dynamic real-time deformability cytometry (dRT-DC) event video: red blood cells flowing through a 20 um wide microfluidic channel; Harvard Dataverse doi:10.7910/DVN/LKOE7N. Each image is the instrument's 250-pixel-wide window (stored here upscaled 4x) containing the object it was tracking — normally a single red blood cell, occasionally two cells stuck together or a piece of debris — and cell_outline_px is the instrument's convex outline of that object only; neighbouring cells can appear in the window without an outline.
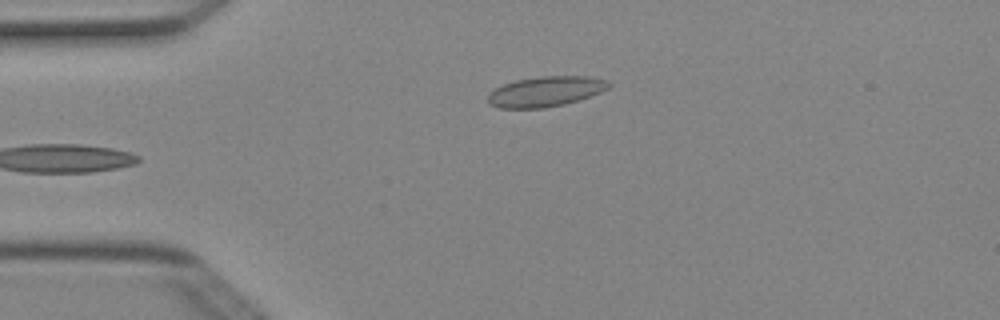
{"species": "Egyptian fruit bat (a non-hibernating species)", "species_latin": "Rousettus aegyptiacus", "temperature_condition": "cold", "stored_images_in_passage": 4, "camera_frame_rate_fps": 3000, "um_per_image_px": 0.085, "animal": {"sex": "female"}, "frame": {"image": 1, "passage_image": 4, "time_ms": 1.0, "image_size_px": [1000, 320], "cell_outline_px": [[612, 84], [608, 88], [600, 92], [564, 104], [544, 108], [500, 108], [488, 104], [488, 92], [504, 84], [516, 80], [540, 76], [588, 76], [608, 80]], "centroid_in_image_um": [46.36, 7.77], "position_along_channel_um": 38.6, "area_um2": 21.21}}